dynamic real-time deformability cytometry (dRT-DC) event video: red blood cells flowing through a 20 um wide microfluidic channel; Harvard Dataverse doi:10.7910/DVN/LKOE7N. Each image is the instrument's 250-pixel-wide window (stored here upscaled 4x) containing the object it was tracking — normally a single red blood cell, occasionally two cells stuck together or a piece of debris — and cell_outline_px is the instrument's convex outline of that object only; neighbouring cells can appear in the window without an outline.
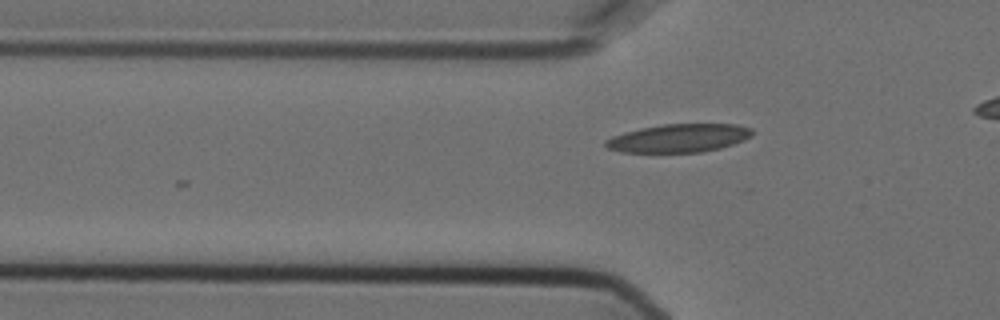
{"species": "Egyptian fruit bat (a non-hibernating species)", "species_latin": "Rousettus aegyptiacus", "temperature_condition": "cold", "stored_images_in_passage": 14, "camera_frame_rate_fps": 3000, "um_per_image_px": 0.085, "animal": {"sex": "female"}, "frame": {"image": 1, "passage_image": 10, "time_ms": 3.0, "image_size_px": [1000, 320], "cell_outline_px": [[752, 136], [744, 140], [720, 148], [700, 152], [620, 152], [608, 148], [604, 144], [604, 140], [612, 136], [624, 132], [640, 128], [664, 124], [736, 124], [752, 128]], "centroid_in_image_um": [57.68, 11.74], "position_along_channel_um": 68.1, "area_um2": 24.16}}